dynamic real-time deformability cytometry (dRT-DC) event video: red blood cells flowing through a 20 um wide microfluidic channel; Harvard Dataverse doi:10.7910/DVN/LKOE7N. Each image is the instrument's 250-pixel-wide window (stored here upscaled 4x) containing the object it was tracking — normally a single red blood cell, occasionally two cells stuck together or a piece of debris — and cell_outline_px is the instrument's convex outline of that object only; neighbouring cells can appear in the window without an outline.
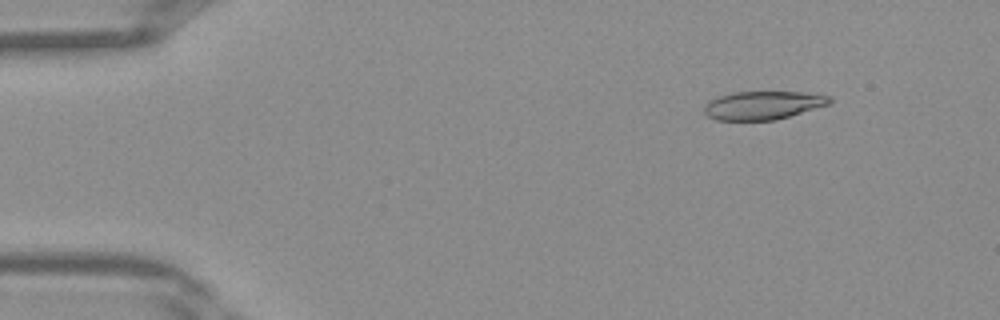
{"species": "Egyptian fruit bat (a non-hibernating species)", "species_latin": "Rousettus aegyptiacus", "temperature_condition": "warm", "stored_images_in_passage": 37, "camera_frame_rate_fps": 3000, "um_per_image_px": 0.085, "frame": {"image": 1, "passage_image": 2, "time_ms": 0.333, "image_size_px": [1000, 320], "cell_outline_px": [[832, 104], [776, 120], [716, 120], [708, 116], [704, 112], [704, 104], [708, 100], [720, 96], [736, 92], [820, 92], [828, 96], [832, 100]], "centroid_in_image_um": [64.91, 8.94], "position_along_channel_um": 20.1, "area_um2": 21.04}}
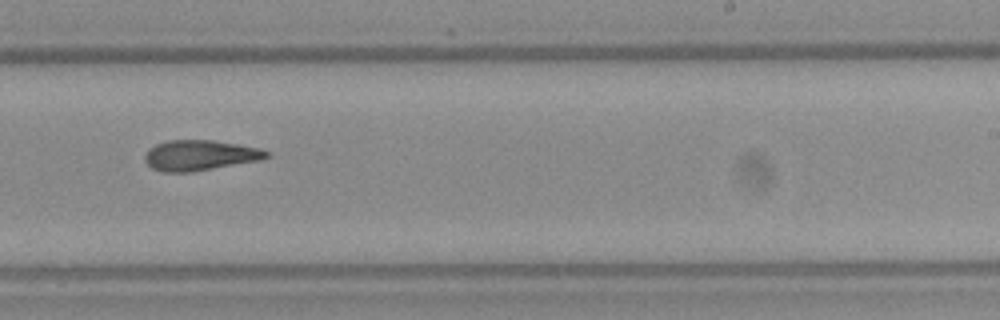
{"frame": {"image": 2, "passage_image": 22, "time_ms": 7.0, "image_size_px": [1000, 320], "cell_outline_px": [[272, 156], [260, 160], [192, 172], [160, 172], [152, 168], [144, 160], [144, 156], [156, 144], [168, 140], [212, 140], [260, 148], [268, 152]], "centroid_in_image_um": [17.0, 13.21], "position_along_channel_um": 272.0, "area_um2": 21.44}}
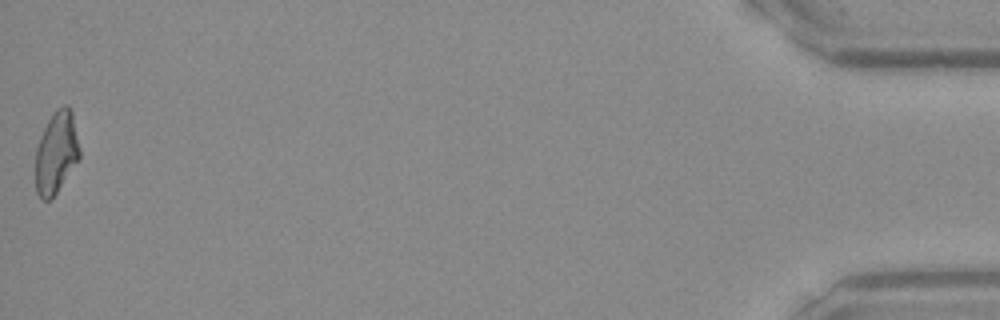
{"frame": {"image": 3, "passage_image": 37, "time_ms": 12.0, "image_size_px": [1000, 320], "cell_outline_px": [[80, 156], [56, 192], [48, 200], [44, 200], [36, 192], [36, 148], [40, 136], [48, 120], [56, 108], [64, 104], [68, 104], [72, 112], [80, 148]], "centroid_in_image_um": [4.78, 12.9], "position_along_channel_um": 430.4, "area_um2": 20.75}}